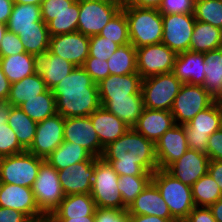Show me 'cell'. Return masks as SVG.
<instances>
[{
  "label": "cell",
  "mask_w": 222,
  "mask_h": 222,
  "mask_svg": "<svg viewBox=\"0 0 222 222\" xmlns=\"http://www.w3.org/2000/svg\"><path fill=\"white\" fill-rule=\"evenodd\" d=\"M99 36L107 38L120 46L130 43L128 20L122 9L101 30Z\"/></svg>",
  "instance_id": "cell-41"
},
{
  "label": "cell",
  "mask_w": 222,
  "mask_h": 222,
  "mask_svg": "<svg viewBox=\"0 0 222 222\" xmlns=\"http://www.w3.org/2000/svg\"><path fill=\"white\" fill-rule=\"evenodd\" d=\"M37 56L20 53L8 57H0V66L11 84L36 73Z\"/></svg>",
  "instance_id": "cell-29"
},
{
  "label": "cell",
  "mask_w": 222,
  "mask_h": 222,
  "mask_svg": "<svg viewBox=\"0 0 222 222\" xmlns=\"http://www.w3.org/2000/svg\"><path fill=\"white\" fill-rule=\"evenodd\" d=\"M95 222H129L127 209L96 208Z\"/></svg>",
  "instance_id": "cell-50"
},
{
  "label": "cell",
  "mask_w": 222,
  "mask_h": 222,
  "mask_svg": "<svg viewBox=\"0 0 222 222\" xmlns=\"http://www.w3.org/2000/svg\"><path fill=\"white\" fill-rule=\"evenodd\" d=\"M89 37L80 32L67 33L50 37L48 51L82 67L89 55Z\"/></svg>",
  "instance_id": "cell-15"
},
{
  "label": "cell",
  "mask_w": 222,
  "mask_h": 222,
  "mask_svg": "<svg viewBox=\"0 0 222 222\" xmlns=\"http://www.w3.org/2000/svg\"><path fill=\"white\" fill-rule=\"evenodd\" d=\"M47 89L42 76L36 72L33 75L11 84L7 102L13 107H18L27 99H32L44 93Z\"/></svg>",
  "instance_id": "cell-31"
},
{
  "label": "cell",
  "mask_w": 222,
  "mask_h": 222,
  "mask_svg": "<svg viewBox=\"0 0 222 222\" xmlns=\"http://www.w3.org/2000/svg\"><path fill=\"white\" fill-rule=\"evenodd\" d=\"M195 20L222 29V0H196Z\"/></svg>",
  "instance_id": "cell-42"
},
{
  "label": "cell",
  "mask_w": 222,
  "mask_h": 222,
  "mask_svg": "<svg viewBox=\"0 0 222 222\" xmlns=\"http://www.w3.org/2000/svg\"><path fill=\"white\" fill-rule=\"evenodd\" d=\"M189 149L184 125L175 124L155 142L159 169L166 170Z\"/></svg>",
  "instance_id": "cell-19"
},
{
  "label": "cell",
  "mask_w": 222,
  "mask_h": 222,
  "mask_svg": "<svg viewBox=\"0 0 222 222\" xmlns=\"http://www.w3.org/2000/svg\"><path fill=\"white\" fill-rule=\"evenodd\" d=\"M91 156L84 147L63 141L45 160L59 171L72 164L87 161Z\"/></svg>",
  "instance_id": "cell-32"
},
{
  "label": "cell",
  "mask_w": 222,
  "mask_h": 222,
  "mask_svg": "<svg viewBox=\"0 0 222 222\" xmlns=\"http://www.w3.org/2000/svg\"><path fill=\"white\" fill-rule=\"evenodd\" d=\"M103 107L133 128L144 110V102L143 98H112Z\"/></svg>",
  "instance_id": "cell-35"
},
{
  "label": "cell",
  "mask_w": 222,
  "mask_h": 222,
  "mask_svg": "<svg viewBox=\"0 0 222 222\" xmlns=\"http://www.w3.org/2000/svg\"><path fill=\"white\" fill-rule=\"evenodd\" d=\"M204 53L186 51L177 54L173 73L182 84L203 85L205 80Z\"/></svg>",
  "instance_id": "cell-23"
},
{
  "label": "cell",
  "mask_w": 222,
  "mask_h": 222,
  "mask_svg": "<svg viewBox=\"0 0 222 222\" xmlns=\"http://www.w3.org/2000/svg\"><path fill=\"white\" fill-rule=\"evenodd\" d=\"M28 222H53V219L51 218V216L44 215L39 218L30 219Z\"/></svg>",
  "instance_id": "cell-63"
},
{
  "label": "cell",
  "mask_w": 222,
  "mask_h": 222,
  "mask_svg": "<svg viewBox=\"0 0 222 222\" xmlns=\"http://www.w3.org/2000/svg\"><path fill=\"white\" fill-rule=\"evenodd\" d=\"M53 222H95V216H84V218H52Z\"/></svg>",
  "instance_id": "cell-61"
},
{
  "label": "cell",
  "mask_w": 222,
  "mask_h": 222,
  "mask_svg": "<svg viewBox=\"0 0 222 222\" xmlns=\"http://www.w3.org/2000/svg\"><path fill=\"white\" fill-rule=\"evenodd\" d=\"M11 89V83L5 76L0 66V102H7Z\"/></svg>",
  "instance_id": "cell-55"
},
{
  "label": "cell",
  "mask_w": 222,
  "mask_h": 222,
  "mask_svg": "<svg viewBox=\"0 0 222 222\" xmlns=\"http://www.w3.org/2000/svg\"><path fill=\"white\" fill-rule=\"evenodd\" d=\"M26 53L35 56L44 55L49 48L50 35L48 28H28L18 34Z\"/></svg>",
  "instance_id": "cell-39"
},
{
  "label": "cell",
  "mask_w": 222,
  "mask_h": 222,
  "mask_svg": "<svg viewBox=\"0 0 222 222\" xmlns=\"http://www.w3.org/2000/svg\"><path fill=\"white\" fill-rule=\"evenodd\" d=\"M8 31L7 24L0 23V44L2 42L4 34Z\"/></svg>",
  "instance_id": "cell-64"
},
{
  "label": "cell",
  "mask_w": 222,
  "mask_h": 222,
  "mask_svg": "<svg viewBox=\"0 0 222 222\" xmlns=\"http://www.w3.org/2000/svg\"><path fill=\"white\" fill-rule=\"evenodd\" d=\"M206 154L210 160H222V127L209 136Z\"/></svg>",
  "instance_id": "cell-51"
},
{
  "label": "cell",
  "mask_w": 222,
  "mask_h": 222,
  "mask_svg": "<svg viewBox=\"0 0 222 222\" xmlns=\"http://www.w3.org/2000/svg\"><path fill=\"white\" fill-rule=\"evenodd\" d=\"M189 149L206 153L209 136L222 127V109L216 100L184 124Z\"/></svg>",
  "instance_id": "cell-10"
},
{
  "label": "cell",
  "mask_w": 222,
  "mask_h": 222,
  "mask_svg": "<svg viewBox=\"0 0 222 222\" xmlns=\"http://www.w3.org/2000/svg\"><path fill=\"white\" fill-rule=\"evenodd\" d=\"M18 107L35 122L43 121L57 113L56 100L49 89L32 99H27Z\"/></svg>",
  "instance_id": "cell-36"
},
{
  "label": "cell",
  "mask_w": 222,
  "mask_h": 222,
  "mask_svg": "<svg viewBox=\"0 0 222 222\" xmlns=\"http://www.w3.org/2000/svg\"><path fill=\"white\" fill-rule=\"evenodd\" d=\"M25 48L17 34L7 31L0 44V57H8L24 53Z\"/></svg>",
  "instance_id": "cell-49"
},
{
  "label": "cell",
  "mask_w": 222,
  "mask_h": 222,
  "mask_svg": "<svg viewBox=\"0 0 222 222\" xmlns=\"http://www.w3.org/2000/svg\"><path fill=\"white\" fill-rule=\"evenodd\" d=\"M162 41L176 54L190 50V43L195 25L194 14L162 15Z\"/></svg>",
  "instance_id": "cell-13"
},
{
  "label": "cell",
  "mask_w": 222,
  "mask_h": 222,
  "mask_svg": "<svg viewBox=\"0 0 222 222\" xmlns=\"http://www.w3.org/2000/svg\"><path fill=\"white\" fill-rule=\"evenodd\" d=\"M64 141L84 147L96 158H100L104 150L89 116L64 118Z\"/></svg>",
  "instance_id": "cell-16"
},
{
  "label": "cell",
  "mask_w": 222,
  "mask_h": 222,
  "mask_svg": "<svg viewBox=\"0 0 222 222\" xmlns=\"http://www.w3.org/2000/svg\"><path fill=\"white\" fill-rule=\"evenodd\" d=\"M35 201L44 215L51 214L60 206L65 194L58 178V170L44 160L32 186Z\"/></svg>",
  "instance_id": "cell-8"
},
{
  "label": "cell",
  "mask_w": 222,
  "mask_h": 222,
  "mask_svg": "<svg viewBox=\"0 0 222 222\" xmlns=\"http://www.w3.org/2000/svg\"><path fill=\"white\" fill-rule=\"evenodd\" d=\"M96 208L91 194L65 195L60 206L51 214V218H84V216H95Z\"/></svg>",
  "instance_id": "cell-28"
},
{
  "label": "cell",
  "mask_w": 222,
  "mask_h": 222,
  "mask_svg": "<svg viewBox=\"0 0 222 222\" xmlns=\"http://www.w3.org/2000/svg\"><path fill=\"white\" fill-rule=\"evenodd\" d=\"M183 222H217L209 207H194Z\"/></svg>",
  "instance_id": "cell-52"
},
{
  "label": "cell",
  "mask_w": 222,
  "mask_h": 222,
  "mask_svg": "<svg viewBox=\"0 0 222 222\" xmlns=\"http://www.w3.org/2000/svg\"><path fill=\"white\" fill-rule=\"evenodd\" d=\"M205 80L202 85L216 99L222 94V47L204 53Z\"/></svg>",
  "instance_id": "cell-34"
},
{
  "label": "cell",
  "mask_w": 222,
  "mask_h": 222,
  "mask_svg": "<svg viewBox=\"0 0 222 222\" xmlns=\"http://www.w3.org/2000/svg\"><path fill=\"white\" fill-rule=\"evenodd\" d=\"M151 181L152 176H119L118 189L123 199V209H127Z\"/></svg>",
  "instance_id": "cell-40"
},
{
  "label": "cell",
  "mask_w": 222,
  "mask_h": 222,
  "mask_svg": "<svg viewBox=\"0 0 222 222\" xmlns=\"http://www.w3.org/2000/svg\"><path fill=\"white\" fill-rule=\"evenodd\" d=\"M10 104L8 102L0 103V125L7 123L10 113Z\"/></svg>",
  "instance_id": "cell-60"
},
{
  "label": "cell",
  "mask_w": 222,
  "mask_h": 222,
  "mask_svg": "<svg viewBox=\"0 0 222 222\" xmlns=\"http://www.w3.org/2000/svg\"><path fill=\"white\" fill-rule=\"evenodd\" d=\"M141 84L138 73L109 75L97 83L101 106L112 98H143Z\"/></svg>",
  "instance_id": "cell-17"
},
{
  "label": "cell",
  "mask_w": 222,
  "mask_h": 222,
  "mask_svg": "<svg viewBox=\"0 0 222 222\" xmlns=\"http://www.w3.org/2000/svg\"><path fill=\"white\" fill-rule=\"evenodd\" d=\"M82 68L91 76L95 83H99L110 75L107 61L94 57H88Z\"/></svg>",
  "instance_id": "cell-48"
},
{
  "label": "cell",
  "mask_w": 222,
  "mask_h": 222,
  "mask_svg": "<svg viewBox=\"0 0 222 222\" xmlns=\"http://www.w3.org/2000/svg\"><path fill=\"white\" fill-rule=\"evenodd\" d=\"M51 91L57 113L64 118L89 116L101 106L98 85L82 67H76Z\"/></svg>",
  "instance_id": "cell-2"
},
{
  "label": "cell",
  "mask_w": 222,
  "mask_h": 222,
  "mask_svg": "<svg viewBox=\"0 0 222 222\" xmlns=\"http://www.w3.org/2000/svg\"><path fill=\"white\" fill-rule=\"evenodd\" d=\"M13 5V0H0V23H8Z\"/></svg>",
  "instance_id": "cell-57"
},
{
  "label": "cell",
  "mask_w": 222,
  "mask_h": 222,
  "mask_svg": "<svg viewBox=\"0 0 222 222\" xmlns=\"http://www.w3.org/2000/svg\"><path fill=\"white\" fill-rule=\"evenodd\" d=\"M101 158L119 175L152 176L159 169L155 143L134 128L104 147Z\"/></svg>",
  "instance_id": "cell-1"
},
{
  "label": "cell",
  "mask_w": 222,
  "mask_h": 222,
  "mask_svg": "<svg viewBox=\"0 0 222 222\" xmlns=\"http://www.w3.org/2000/svg\"><path fill=\"white\" fill-rule=\"evenodd\" d=\"M121 8L120 4L104 0H79L77 32L88 37L99 35Z\"/></svg>",
  "instance_id": "cell-11"
},
{
  "label": "cell",
  "mask_w": 222,
  "mask_h": 222,
  "mask_svg": "<svg viewBox=\"0 0 222 222\" xmlns=\"http://www.w3.org/2000/svg\"><path fill=\"white\" fill-rule=\"evenodd\" d=\"M174 125L171 111L144 108L133 128L146 139L155 143Z\"/></svg>",
  "instance_id": "cell-24"
},
{
  "label": "cell",
  "mask_w": 222,
  "mask_h": 222,
  "mask_svg": "<svg viewBox=\"0 0 222 222\" xmlns=\"http://www.w3.org/2000/svg\"><path fill=\"white\" fill-rule=\"evenodd\" d=\"M7 123L15 132L20 145L27 151L34 141L37 122L19 107L10 106Z\"/></svg>",
  "instance_id": "cell-33"
},
{
  "label": "cell",
  "mask_w": 222,
  "mask_h": 222,
  "mask_svg": "<svg viewBox=\"0 0 222 222\" xmlns=\"http://www.w3.org/2000/svg\"><path fill=\"white\" fill-rule=\"evenodd\" d=\"M40 7L42 20L48 24L57 14L79 11V0H43Z\"/></svg>",
  "instance_id": "cell-44"
},
{
  "label": "cell",
  "mask_w": 222,
  "mask_h": 222,
  "mask_svg": "<svg viewBox=\"0 0 222 222\" xmlns=\"http://www.w3.org/2000/svg\"><path fill=\"white\" fill-rule=\"evenodd\" d=\"M181 85L173 72L142 79L144 108L171 111Z\"/></svg>",
  "instance_id": "cell-6"
},
{
  "label": "cell",
  "mask_w": 222,
  "mask_h": 222,
  "mask_svg": "<svg viewBox=\"0 0 222 222\" xmlns=\"http://www.w3.org/2000/svg\"><path fill=\"white\" fill-rule=\"evenodd\" d=\"M217 101L222 109V94L217 98Z\"/></svg>",
  "instance_id": "cell-66"
},
{
  "label": "cell",
  "mask_w": 222,
  "mask_h": 222,
  "mask_svg": "<svg viewBox=\"0 0 222 222\" xmlns=\"http://www.w3.org/2000/svg\"><path fill=\"white\" fill-rule=\"evenodd\" d=\"M221 47L222 29L196 20L190 43V51L205 53Z\"/></svg>",
  "instance_id": "cell-30"
},
{
  "label": "cell",
  "mask_w": 222,
  "mask_h": 222,
  "mask_svg": "<svg viewBox=\"0 0 222 222\" xmlns=\"http://www.w3.org/2000/svg\"><path fill=\"white\" fill-rule=\"evenodd\" d=\"M89 117L103 148L130 129L121 119L102 106Z\"/></svg>",
  "instance_id": "cell-25"
},
{
  "label": "cell",
  "mask_w": 222,
  "mask_h": 222,
  "mask_svg": "<svg viewBox=\"0 0 222 222\" xmlns=\"http://www.w3.org/2000/svg\"><path fill=\"white\" fill-rule=\"evenodd\" d=\"M107 63L110 75L137 73L136 48L131 43L120 46Z\"/></svg>",
  "instance_id": "cell-37"
},
{
  "label": "cell",
  "mask_w": 222,
  "mask_h": 222,
  "mask_svg": "<svg viewBox=\"0 0 222 222\" xmlns=\"http://www.w3.org/2000/svg\"><path fill=\"white\" fill-rule=\"evenodd\" d=\"M64 141V117L59 113L37 122L34 141L27 150L46 159Z\"/></svg>",
  "instance_id": "cell-14"
},
{
  "label": "cell",
  "mask_w": 222,
  "mask_h": 222,
  "mask_svg": "<svg viewBox=\"0 0 222 222\" xmlns=\"http://www.w3.org/2000/svg\"><path fill=\"white\" fill-rule=\"evenodd\" d=\"M43 0H13L14 4H32L41 5Z\"/></svg>",
  "instance_id": "cell-62"
},
{
  "label": "cell",
  "mask_w": 222,
  "mask_h": 222,
  "mask_svg": "<svg viewBox=\"0 0 222 222\" xmlns=\"http://www.w3.org/2000/svg\"><path fill=\"white\" fill-rule=\"evenodd\" d=\"M129 215H154L174 219L160 191L151 181L127 208Z\"/></svg>",
  "instance_id": "cell-22"
},
{
  "label": "cell",
  "mask_w": 222,
  "mask_h": 222,
  "mask_svg": "<svg viewBox=\"0 0 222 222\" xmlns=\"http://www.w3.org/2000/svg\"><path fill=\"white\" fill-rule=\"evenodd\" d=\"M129 222H177L175 219H164L158 216L129 215Z\"/></svg>",
  "instance_id": "cell-58"
},
{
  "label": "cell",
  "mask_w": 222,
  "mask_h": 222,
  "mask_svg": "<svg viewBox=\"0 0 222 222\" xmlns=\"http://www.w3.org/2000/svg\"><path fill=\"white\" fill-rule=\"evenodd\" d=\"M208 173L217 182L222 192V160H210Z\"/></svg>",
  "instance_id": "cell-54"
},
{
  "label": "cell",
  "mask_w": 222,
  "mask_h": 222,
  "mask_svg": "<svg viewBox=\"0 0 222 222\" xmlns=\"http://www.w3.org/2000/svg\"><path fill=\"white\" fill-rule=\"evenodd\" d=\"M128 20L130 43L135 48L159 44L163 36L162 14L158 9L123 5Z\"/></svg>",
  "instance_id": "cell-3"
},
{
  "label": "cell",
  "mask_w": 222,
  "mask_h": 222,
  "mask_svg": "<svg viewBox=\"0 0 222 222\" xmlns=\"http://www.w3.org/2000/svg\"><path fill=\"white\" fill-rule=\"evenodd\" d=\"M79 15V11L55 15V18L47 24L50 37L77 32Z\"/></svg>",
  "instance_id": "cell-43"
},
{
  "label": "cell",
  "mask_w": 222,
  "mask_h": 222,
  "mask_svg": "<svg viewBox=\"0 0 222 222\" xmlns=\"http://www.w3.org/2000/svg\"><path fill=\"white\" fill-rule=\"evenodd\" d=\"M8 31L19 34L28 28H48L42 20L40 5L14 4L7 23Z\"/></svg>",
  "instance_id": "cell-27"
},
{
  "label": "cell",
  "mask_w": 222,
  "mask_h": 222,
  "mask_svg": "<svg viewBox=\"0 0 222 222\" xmlns=\"http://www.w3.org/2000/svg\"><path fill=\"white\" fill-rule=\"evenodd\" d=\"M196 0H162L158 11L167 14H194Z\"/></svg>",
  "instance_id": "cell-47"
},
{
  "label": "cell",
  "mask_w": 222,
  "mask_h": 222,
  "mask_svg": "<svg viewBox=\"0 0 222 222\" xmlns=\"http://www.w3.org/2000/svg\"><path fill=\"white\" fill-rule=\"evenodd\" d=\"M216 100L202 85L182 84L171 109L175 124L188 123Z\"/></svg>",
  "instance_id": "cell-9"
},
{
  "label": "cell",
  "mask_w": 222,
  "mask_h": 222,
  "mask_svg": "<svg viewBox=\"0 0 222 222\" xmlns=\"http://www.w3.org/2000/svg\"><path fill=\"white\" fill-rule=\"evenodd\" d=\"M44 159L28 151L0 158V180L2 183L32 188Z\"/></svg>",
  "instance_id": "cell-7"
},
{
  "label": "cell",
  "mask_w": 222,
  "mask_h": 222,
  "mask_svg": "<svg viewBox=\"0 0 222 222\" xmlns=\"http://www.w3.org/2000/svg\"><path fill=\"white\" fill-rule=\"evenodd\" d=\"M89 55L88 57H94L107 61L108 58L120 47V45L111 40L99 35H93L89 37Z\"/></svg>",
  "instance_id": "cell-46"
},
{
  "label": "cell",
  "mask_w": 222,
  "mask_h": 222,
  "mask_svg": "<svg viewBox=\"0 0 222 222\" xmlns=\"http://www.w3.org/2000/svg\"><path fill=\"white\" fill-rule=\"evenodd\" d=\"M192 198L196 207H209L222 198L217 182L209 173L200 177L192 186Z\"/></svg>",
  "instance_id": "cell-38"
},
{
  "label": "cell",
  "mask_w": 222,
  "mask_h": 222,
  "mask_svg": "<svg viewBox=\"0 0 222 222\" xmlns=\"http://www.w3.org/2000/svg\"><path fill=\"white\" fill-rule=\"evenodd\" d=\"M162 0H124V5L158 9Z\"/></svg>",
  "instance_id": "cell-56"
},
{
  "label": "cell",
  "mask_w": 222,
  "mask_h": 222,
  "mask_svg": "<svg viewBox=\"0 0 222 222\" xmlns=\"http://www.w3.org/2000/svg\"><path fill=\"white\" fill-rule=\"evenodd\" d=\"M26 151L8 123L0 125V158Z\"/></svg>",
  "instance_id": "cell-45"
},
{
  "label": "cell",
  "mask_w": 222,
  "mask_h": 222,
  "mask_svg": "<svg viewBox=\"0 0 222 222\" xmlns=\"http://www.w3.org/2000/svg\"><path fill=\"white\" fill-rule=\"evenodd\" d=\"M152 182L168 205L171 216L177 222H183L195 207L191 186L175 179L162 169H157L152 174Z\"/></svg>",
  "instance_id": "cell-4"
},
{
  "label": "cell",
  "mask_w": 222,
  "mask_h": 222,
  "mask_svg": "<svg viewBox=\"0 0 222 222\" xmlns=\"http://www.w3.org/2000/svg\"><path fill=\"white\" fill-rule=\"evenodd\" d=\"M119 175L101 157L95 160L91 196L97 208L123 210V199L118 189Z\"/></svg>",
  "instance_id": "cell-5"
},
{
  "label": "cell",
  "mask_w": 222,
  "mask_h": 222,
  "mask_svg": "<svg viewBox=\"0 0 222 222\" xmlns=\"http://www.w3.org/2000/svg\"><path fill=\"white\" fill-rule=\"evenodd\" d=\"M0 207L20 211L29 219L44 216L36 204L30 187L2 183L0 187Z\"/></svg>",
  "instance_id": "cell-21"
},
{
  "label": "cell",
  "mask_w": 222,
  "mask_h": 222,
  "mask_svg": "<svg viewBox=\"0 0 222 222\" xmlns=\"http://www.w3.org/2000/svg\"><path fill=\"white\" fill-rule=\"evenodd\" d=\"M177 54L163 43L136 48L137 73L142 79L173 72Z\"/></svg>",
  "instance_id": "cell-12"
},
{
  "label": "cell",
  "mask_w": 222,
  "mask_h": 222,
  "mask_svg": "<svg viewBox=\"0 0 222 222\" xmlns=\"http://www.w3.org/2000/svg\"><path fill=\"white\" fill-rule=\"evenodd\" d=\"M209 209L211 210L215 220L217 222H222V198L210 205Z\"/></svg>",
  "instance_id": "cell-59"
},
{
  "label": "cell",
  "mask_w": 222,
  "mask_h": 222,
  "mask_svg": "<svg viewBox=\"0 0 222 222\" xmlns=\"http://www.w3.org/2000/svg\"><path fill=\"white\" fill-rule=\"evenodd\" d=\"M76 68L71 62L47 51L37 56L36 72L42 76L46 87L51 90Z\"/></svg>",
  "instance_id": "cell-26"
},
{
  "label": "cell",
  "mask_w": 222,
  "mask_h": 222,
  "mask_svg": "<svg viewBox=\"0 0 222 222\" xmlns=\"http://www.w3.org/2000/svg\"><path fill=\"white\" fill-rule=\"evenodd\" d=\"M104 1H108V2H111V3L120 4L121 6L124 5V0H104Z\"/></svg>",
  "instance_id": "cell-65"
},
{
  "label": "cell",
  "mask_w": 222,
  "mask_h": 222,
  "mask_svg": "<svg viewBox=\"0 0 222 222\" xmlns=\"http://www.w3.org/2000/svg\"><path fill=\"white\" fill-rule=\"evenodd\" d=\"M210 159L206 153L188 149L166 171L175 179L192 186L200 177L208 173Z\"/></svg>",
  "instance_id": "cell-20"
},
{
  "label": "cell",
  "mask_w": 222,
  "mask_h": 222,
  "mask_svg": "<svg viewBox=\"0 0 222 222\" xmlns=\"http://www.w3.org/2000/svg\"><path fill=\"white\" fill-rule=\"evenodd\" d=\"M30 219L22 212L0 207V222H28Z\"/></svg>",
  "instance_id": "cell-53"
},
{
  "label": "cell",
  "mask_w": 222,
  "mask_h": 222,
  "mask_svg": "<svg viewBox=\"0 0 222 222\" xmlns=\"http://www.w3.org/2000/svg\"><path fill=\"white\" fill-rule=\"evenodd\" d=\"M95 160L96 157L91 156L87 161L72 164L58 171V178L65 195L91 194Z\"/></svg>",
  "instance_id": "cell-18"
}]
</instances>
